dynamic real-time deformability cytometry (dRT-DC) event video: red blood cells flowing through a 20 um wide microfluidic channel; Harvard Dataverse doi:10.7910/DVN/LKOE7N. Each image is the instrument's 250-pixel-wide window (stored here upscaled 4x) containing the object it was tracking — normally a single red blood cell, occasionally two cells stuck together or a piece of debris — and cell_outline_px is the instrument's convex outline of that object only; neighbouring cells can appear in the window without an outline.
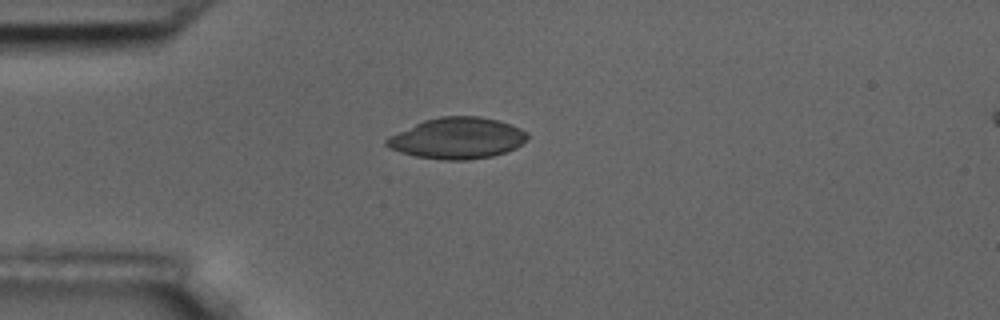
{"species": "common noctule bat (a hibernating species)", "species_latin": "Nyctalus noctula", "temperature_condition": "room temperature", "stored_images_in_passage": 12, "camera_frame_rate_fps": 3000, "um_per_image_px": 0.085, "animal": {"sex": "male", "body_mass_g": 17.5, "forearm_length_mm": 52.3}, "frame": {"image": 1, "passage_image": 1, "time_ms": 0.0, "image_size_px": [1000, 320], "cell_outline_px": [[528, 140], [516, 148], [492, 156], [468, 160], [444, 160], [416, 156], [400, 152], [388, 148], [384, 144], [384, 140], [388, 136], [424, 120], [440, 116], [480, 116], [500, 120], [512, 124], [528, 132]], "centroid_in_image_um": [38.88, 11.74], "position_along_channel_um": 46.1, "area_um2": 34.1}}
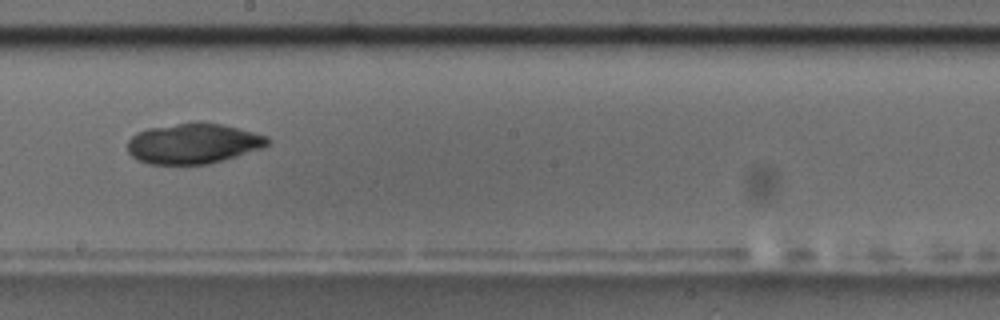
{"frame": {"image": 2, "passage_image": 6, "time_ms": 5.667, "image_size_px": [1000, 320], "cell_outline_px": [[272, 140], [264, 148], [208, 164], [148, 164], [132, 156], [128, 152], [128, 140], [136, 132], [148, 128], [196, 120], [200, 120], [220, 124], [268, 136]], "centroid_in_image_um": [16.43, 12.18], "position_along_channel_um": 231.8, "area_um2": 33.18}}
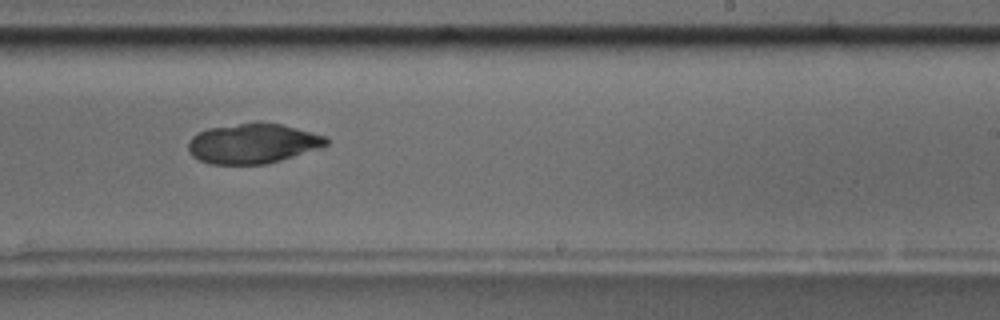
{"frame": {"image": 3, "passage_image": 7, "time_ms": 6.667, "image_size_px": [1000, 320], "cell_outline_px": [[328, 144], [324, 148], [280, 160], [264, 164], [208, 164], [192, 156], [188, 152], [188, 140], [192, 136], [208, 128], [256, 120], [280, 124], [328, 136]], "centroid_in_image_um": [21.51, 12.18], "position_along_channel_um": 267.5, "area_um2": 32.71}}